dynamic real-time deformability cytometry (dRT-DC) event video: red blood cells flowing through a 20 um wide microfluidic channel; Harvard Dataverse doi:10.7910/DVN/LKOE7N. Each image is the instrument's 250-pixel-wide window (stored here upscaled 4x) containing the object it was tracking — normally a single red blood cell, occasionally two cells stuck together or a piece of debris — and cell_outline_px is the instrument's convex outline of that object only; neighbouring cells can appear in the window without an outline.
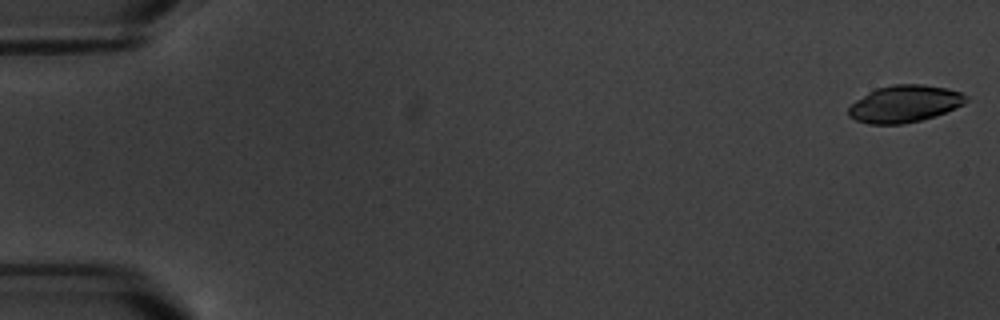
{"species": "common noctule bat (a hibernating species)", "species_latin": "Nyctalus noctula", "temperature_condition": "warm", "stored_images_in_passage": 6, "camera_frame_rate_fps": 3000, "um_per_image_px": 0.085, "animal": {"sex": "male", "body_mass_g": 20.1, "forearm_length_mm": 53.5}, "frame": {"image": 1, "passage_image": 1, "time_ms": 0.0, "image_size_px": [1000, 320], "cell_outline_px": [[968, 100], [964, 104], [944, 112], [920, 120], [904, 124], [868, 124], [856, 120], [848, 116], [848, 108], [856, 100], [868, 92], [876, 88], [892, 84], [920, 84], [948, 88], [960, 92], [968, 96]], "centroid_in_image_um": [76.87, 8.82], "position_along_channel_um": 8.1, "area_um2": 25.32}}
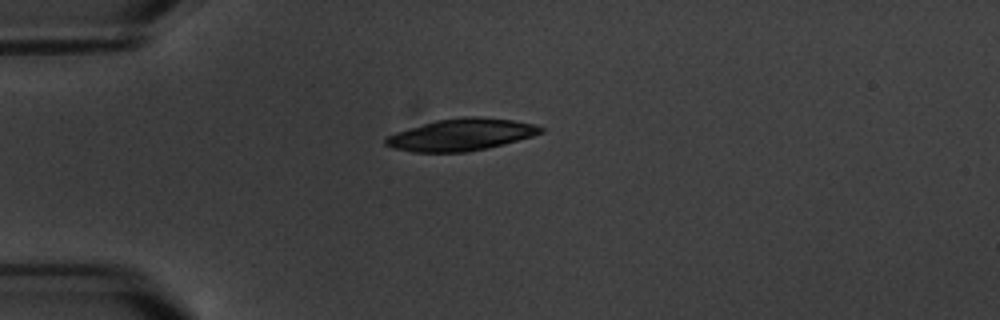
{"frame": {"image": 2, "passage_image": 4, "time_ms": 5.0, "image_size_px": [1000, 320], "cell_outline_px": [[544, 132], [532, 136], [504, 144], [488, 148], [468, 152], [412, 152], [392, 148], [384, 144], [384, 140], [388, 136], [396, 132], [408, 128], [436, 120], [464, 116], [476, 116], [512, 120], [536, 124], [544, 128]], "centroid_in_image_um": [39.2, 11.45], "position_along_channel_um": 45.8, "area_um2": 28.96}}